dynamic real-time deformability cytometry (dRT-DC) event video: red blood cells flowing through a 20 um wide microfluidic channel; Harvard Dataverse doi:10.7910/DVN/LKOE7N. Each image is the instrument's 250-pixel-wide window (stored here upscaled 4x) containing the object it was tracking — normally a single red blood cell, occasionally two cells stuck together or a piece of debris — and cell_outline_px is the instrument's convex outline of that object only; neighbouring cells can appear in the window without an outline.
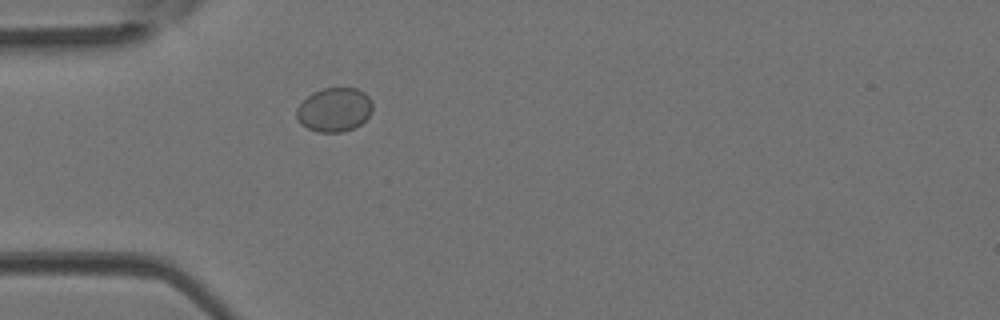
{"species": "Egyptian fruit bat (a non-hibernating species)", "species_latin": "Rousettus aegyptiacus", "temperature_condition": "room temperature", "stored_images_in_passage": 1, "camera_frame_rate_fps": 3000, "um_per_image_px": 0.085, "animal": {"sex": "female"}, "frame": {"image": 1, "passage_image": 1, "time_ms": 0.0, "image_size_px": [1000, 320], "cell_outline_px": [[372, 112], [360, 124], [352, 128], [340, 132], [316, 132], [300, 124], [296, 120], [296, 108], [312, 92], [324, 88], [356, 88], [364, 92], [372, 100]], "centroid_in_image_um": [28.4, 9.32], "position_along_channel_um": 56.6, "area_um2": 19.54}}